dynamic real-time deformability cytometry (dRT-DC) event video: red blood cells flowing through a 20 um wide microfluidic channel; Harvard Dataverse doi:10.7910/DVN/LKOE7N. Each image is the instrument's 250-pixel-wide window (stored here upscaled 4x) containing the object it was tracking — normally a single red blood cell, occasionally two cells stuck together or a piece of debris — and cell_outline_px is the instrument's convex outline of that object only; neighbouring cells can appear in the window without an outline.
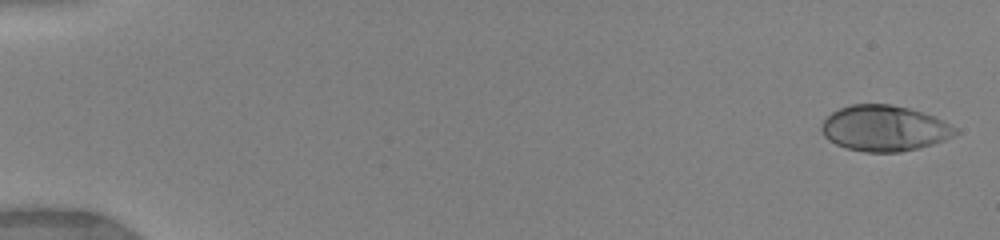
{"species": "human", "species_latin": "Homo sapiens", "temperature_condition": "warm", "stored_images_in_passage": 33, "camera_frame_rate_fps": 3000, "um_per_image_px": 0.085, "donor": {"sex": "female"}, "frame": {"image": 1, "passage_image": 1, "time_ms": 0.0, "image_size_px": [1000, 240], "cell_outline_px": [[960, 132], [944, 140], [920, 148], [900, 152], [864, 152], [848, 148], [836, 144], [828, 140], [824, 136], [820, 128], [820, 124], [832, 112], [840, 108], [852, 104], [888, 104], [908, 108], [944, 120], [956, 128]], "centroid_in_image_um": [75.15, 10.91], "position_along_channel_um": 9.8, "area_um2": 35.6}}
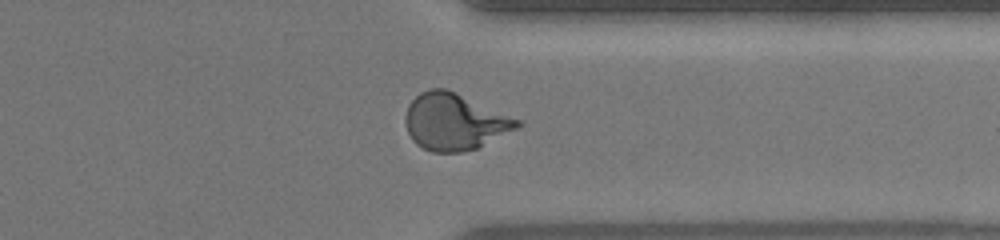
{"frame": {"image": 2, "passage_image": 26, "time_ms": 13.0, "image_size_px": [1000, 240], "cell_outline_px": [[524, 124], [476, 148], [460, 152], [432, 152], [416, 144], [412, 140], [408, 132], [404, 120], [408, 104], [420, 92], [428, 88], [448, 88], [524, 120]], "centroid_in_image_um": [38.65, 10.31], "position_along_channel_um": 372.8, "area_um2": 37.28}}
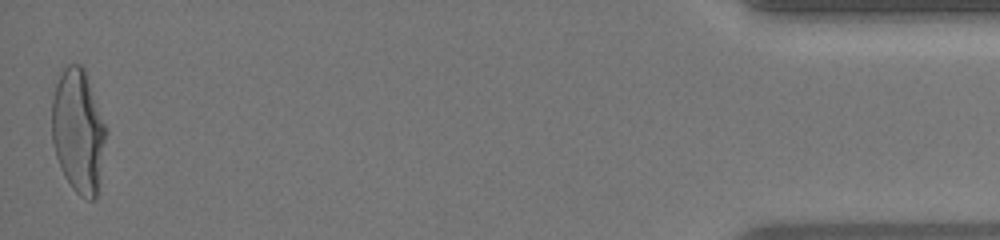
{"frame": {"image": 3, "passage_image": 33, "time_ms": 16.333, "image_size_px": [1000, 240], "cell_outline_px": [[108, 132], [96, 196], [92, 200], [88, 200], [80, 196], [72, 188], [64, 176], [60, 168], [56, 156], [52, 140], [52, 100], [56, 84], [60, 72], [68, 64], [80, 64], [84, 68], [108, 128]], "centroid_in_image_um": [6.66, 11.13], "position_along_channel_um": 428.5, "area_um2": 39.42}, "authors_computed_cell_mechanics": {"area_um2": 35.6626, "velocity_mm_per_s": 4.0171, "shape_relaxation_time_tau1_ms": 4.0218, "shape_relaxation_time_tau2_ms": null, "deformation_change_tau1": 0.2152, "deformation_change_tau2": null}}